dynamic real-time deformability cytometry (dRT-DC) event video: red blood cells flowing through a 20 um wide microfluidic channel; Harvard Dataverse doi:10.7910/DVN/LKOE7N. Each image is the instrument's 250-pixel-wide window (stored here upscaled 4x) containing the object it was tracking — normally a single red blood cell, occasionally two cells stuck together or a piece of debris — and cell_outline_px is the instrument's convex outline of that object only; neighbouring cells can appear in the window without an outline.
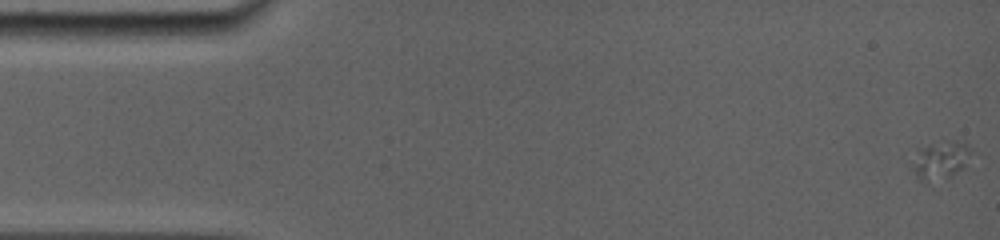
{"species": "common noctule bat (a hibernating species)", "species_latin": "Nyctalus noctula", "temperature_condition": "room temperature", "stored_images_in_passage": 12, "camera_frame_rate_fps": 5000, "um_per_image_px": 0.085, "animal": {"sex": "female", "body_mass_g": 19.0, "forearm_length_mm": 56.7}, "frame": {"image": 1, "passage_image": 1, "time_ms": 0.0, "image_size_px": [1000, 240], "cell_outline_px": [[972, 152], [964, 168], [932, 188], [916, 180], [912, 172], [912, 164], [916, 148], [928, 144], [948, 140], [956, 140], [968, 144]], "centroid_in_image_um": [79.87, 13.71], "position_along_channel_um": 5.1, "area_um2": 14.39}}